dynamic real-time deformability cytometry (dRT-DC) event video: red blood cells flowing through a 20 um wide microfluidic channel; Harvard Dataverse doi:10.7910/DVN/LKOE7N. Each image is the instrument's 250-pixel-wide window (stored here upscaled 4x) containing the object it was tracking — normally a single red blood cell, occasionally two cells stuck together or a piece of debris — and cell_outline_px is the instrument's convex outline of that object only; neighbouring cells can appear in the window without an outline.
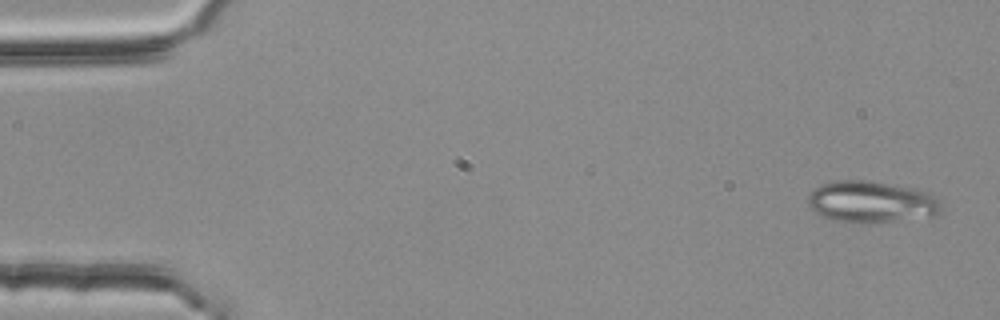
{"species": "common noctule bat (a hibernating species)", "species_latin": "Nyctalus noctula", "temperature_condition": "room temperature", "stored_images_in_passage": 4, "camera_frame_rate_fps": 3000, "um_per_image_px": 0.085, "animal": {"sex": "female", "body_mass_g": 25.1}, "frame": {"image": 1, "passage_image": 1, "time_ms": 0.0, "image_size_px": [1000, 320], "cell_outline_px": [[940, 212], [936, 216], [872, 224], [856, 224], [836, 220], [820, 216], [808, 204], [808, 196], [812, 188], [820, 184], [836, 180], [868, 180], [912, 188], [936, 196], [940, 204]], "centroid_in_image_um": [74.04, 17.18], "position_along_channel_um": 11.0, "area_um2": 32.77}}